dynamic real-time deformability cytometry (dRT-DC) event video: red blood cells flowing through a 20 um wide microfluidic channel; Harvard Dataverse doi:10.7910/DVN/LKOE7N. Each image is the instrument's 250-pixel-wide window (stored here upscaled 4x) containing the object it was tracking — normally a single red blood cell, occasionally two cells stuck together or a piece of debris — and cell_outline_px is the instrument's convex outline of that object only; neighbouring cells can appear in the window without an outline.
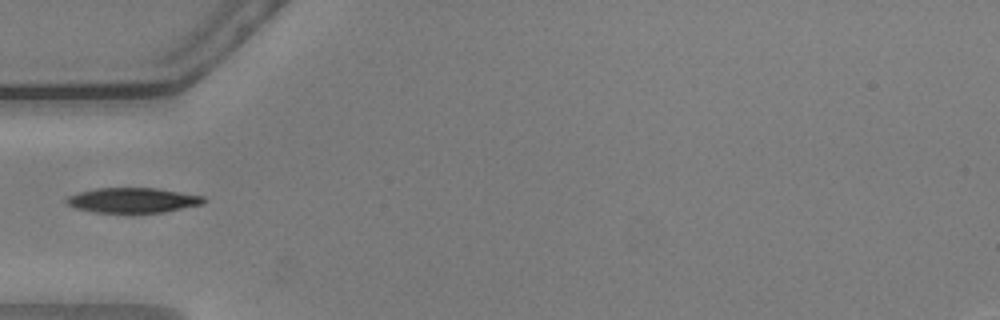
{"species": "common noctule bat (a hibernating species)", "species_latin": "Nyctalus noctula", "temperature_condition": "warm", "stored_images_in_passage": 39, "camera_frame_rate_fps": 3000, "um_per_image_px": 0.085, "animal": {"sex": "male", "body_mass_g": 20.5, "forearm_length_mm": 52.5}, "frame": {"image": 1, "passage_image": 1, "time_ms": 0.0, "image_size_px": [1000, 320], "cell_outline_px": [[208, 200], [204, 204], [164, 212], [92, 212], [76, 208], [68, 204], [64, 200], [68, 196], [80, 192], [96, 188], [156, 188], [204, 196]], "centroid_in_image_um": [11.32, 17.02], "position_along_channel_um": 73.7, "area_um2": 19.94}}
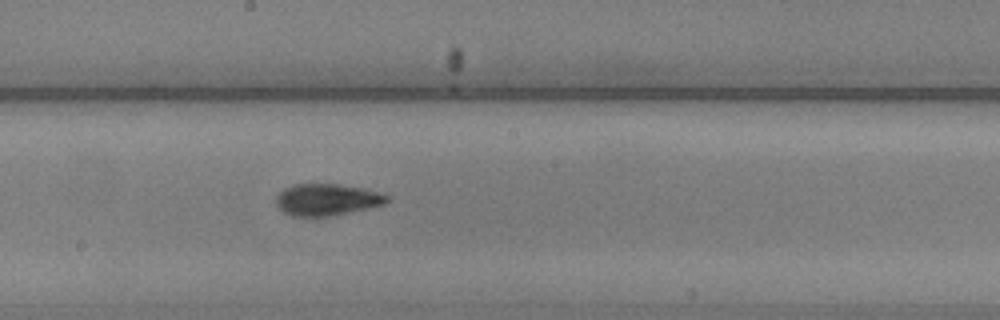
{"frame": {"image": 2, "passage_image": 13, "time_ms": 4.0, "image_size_px": [1000, 320], "cell_outline_px": [[388, 200], [384, 204], [348, 212], [328, 216], [292, 216], [276, 208], [276, 196], [284, 188], [296, 184], [336, 184], [364, 188], [388, 196]], "centroid_in_image_um": [27.72, 16.97], "position_along_channel_um": 220.5, "area_um2": 20.23}}
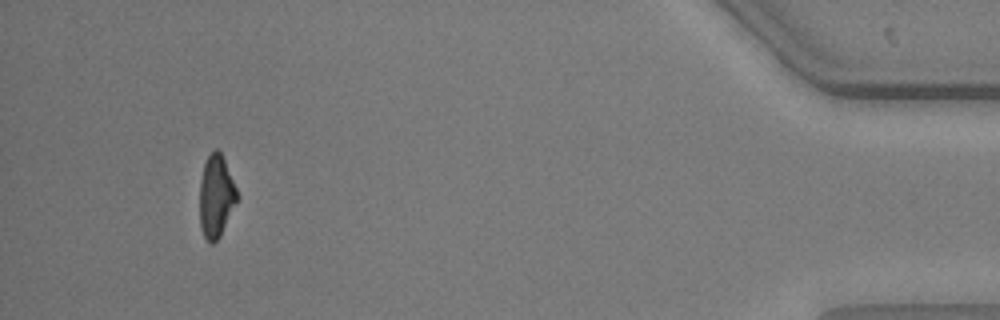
{"frame": {"image": 3, "passage_image": 35, "time_ms": 11.333, "image_size_px": [1000, 320], "cell_outline_px": [[240, 196], [220, 236], [212, 244], [208, 244], [200, 228], [200, 180], [204, 164], [208, 156], [216, 148], [220, 152], [224, 160]], "centroid_in_image_um": [18.37, 16.72], "position_along_channel_um": 416.8, "area_um2": 17.98}}